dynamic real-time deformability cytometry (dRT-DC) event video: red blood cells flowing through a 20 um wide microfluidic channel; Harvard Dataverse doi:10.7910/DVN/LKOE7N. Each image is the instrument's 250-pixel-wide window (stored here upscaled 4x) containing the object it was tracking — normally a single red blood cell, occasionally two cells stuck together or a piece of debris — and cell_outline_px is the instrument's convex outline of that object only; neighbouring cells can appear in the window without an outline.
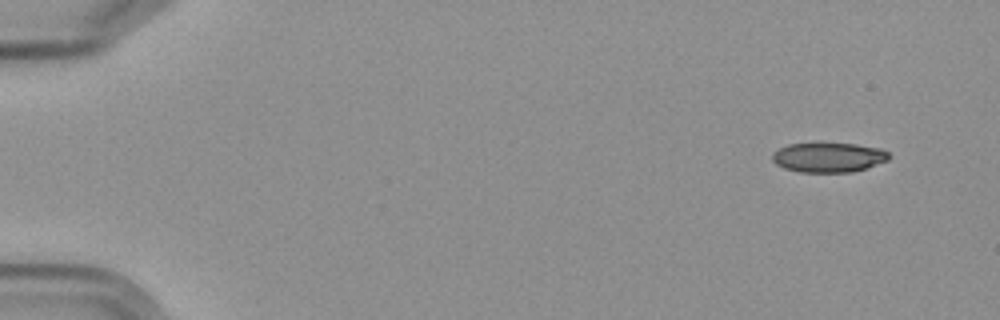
{"species": "Egyptian fruit bat (a non-hibernating species)", "species_latin": "Rousettus aegyptiacus", "temperature_condition": "cold", "stored_images_in_passage": 5, "camera_frame_rate_fps": 3000, "um_per_image_px": 0.085, "frame": {"image": 1, "passage_image": 1, "time_ms": 0.0, "image_size_px": [1000, 320], "cell_outline_px": [[888, 160], [852, 172], [800, 172], [784, 168], [776, 164], [772, 160], [772, 152], [788, 144], [856, 144], [880, 148], [888, 152]], "centroid_in_image_um": [70.39, 13.38], "position_along_channel_um": 14.6, "area_um2": 19.88}}
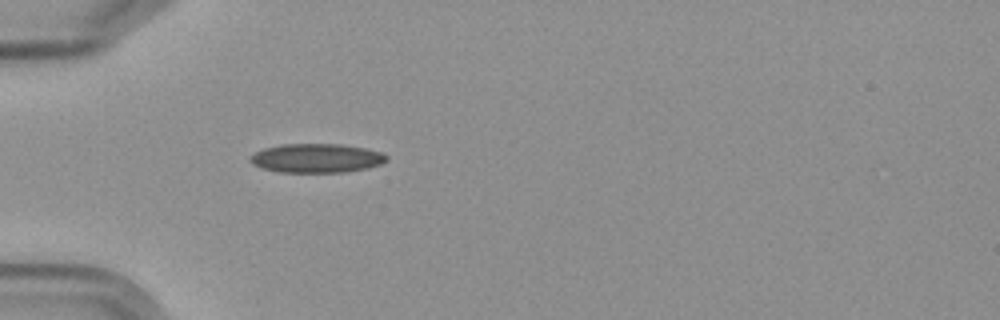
{"frame": {"image": 2, "passage_image": 5, "time_ms": 4.667, "image_size_px": [1000, 320], "cell_outline_px": [[388, 156], [380, 164], [368, 168], [344, 172], [280, 172], [260, 168], [252, 164], [252, 156], [256, 152], [264, 148], [280, 144], [340, 144], [364, 148], [380, 152]], "centroid_in_image_um": [26.89, 13.44], "position_along_channel_um": 58.1, "area_um2": 22.83}}